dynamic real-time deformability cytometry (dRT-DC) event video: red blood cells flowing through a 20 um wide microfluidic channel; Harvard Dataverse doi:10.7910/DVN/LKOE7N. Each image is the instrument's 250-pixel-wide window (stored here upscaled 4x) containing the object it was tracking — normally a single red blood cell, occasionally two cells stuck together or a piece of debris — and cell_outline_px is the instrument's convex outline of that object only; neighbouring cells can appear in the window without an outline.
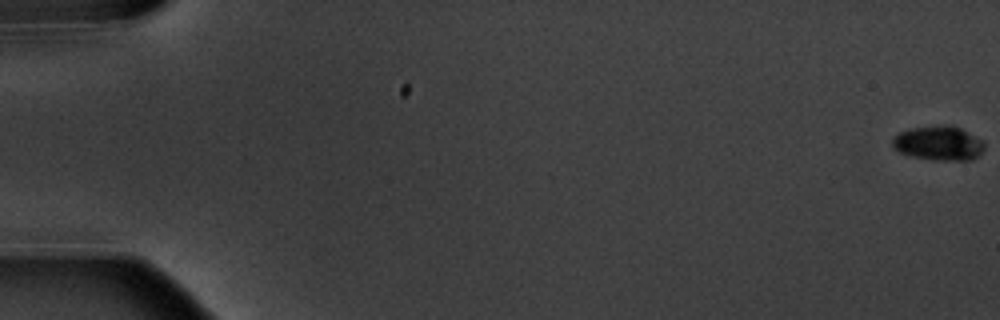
{"species": "common noctule bat (a hibernating species)", "species_latin": "Nyctalus noctula", "temperature_condition": "warm", "stored_images_in_passage": 6, "camera_frame_rate_fps": 3000, "um_per_image_px": 0.085, "animal": {"sex": "male", "body_mass_g": 20.1, "forearm_length_mm": 53.5}, "frame": {"image": 1, "passage_image": 1, "time_ms": 0.0, "image_size_px": [1000, 320], "cell_outline_px": [[984, 148], [972, 160], [932, 160], [912, 156], [900, 152], [892, 148], [892, 136], [900, 132], [912, 128], [944, 124], [952, 124], [984, 140]], "centroid_in_image_um": [79.77, 12.16], "position_along_channel_um": 5.2, "area_um2": 18.61}}
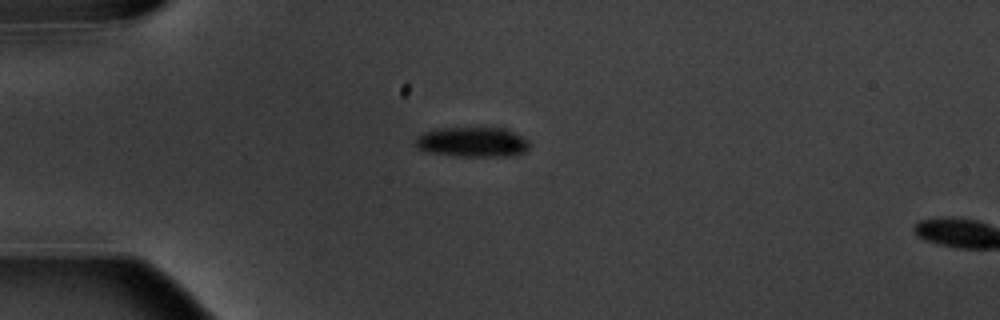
{"frame": {"image": 2, "passage_image": 5, "time_ms": 5.333, "image_size_px": [1000, 320], "cell_outline_px": [[532, 144], [528, 152], [512, 156], [456, 156], [428, 152], [416, 148], [412, 144], [412, 140], [416, 136], [424, 132], [440, 128], [504, 128], [528, 140]], "centroid_in_image_um": [40.13, 12.09], "position_along_channel_um": 44.9, "area_um2": 20.29}}